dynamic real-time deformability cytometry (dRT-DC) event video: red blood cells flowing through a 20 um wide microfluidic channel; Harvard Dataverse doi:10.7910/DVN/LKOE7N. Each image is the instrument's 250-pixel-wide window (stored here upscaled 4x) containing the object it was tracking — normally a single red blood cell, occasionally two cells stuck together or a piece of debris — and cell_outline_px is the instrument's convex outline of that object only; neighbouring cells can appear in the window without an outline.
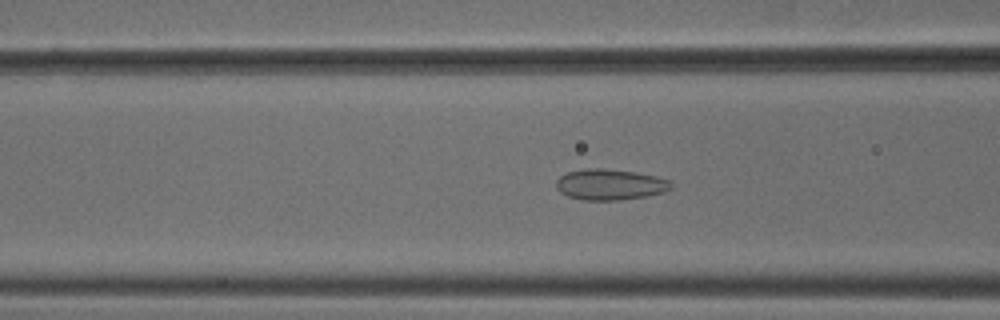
{"species": "common noctule bat (a hibernating species)", "species_latin": "Nyctalus noctula", "temperature_condition": "cold", "stored_images_in_passage": 39, "camera_frame_rate_fps": 3000, "um_per_image_px": 0.085, "animal": {"sex": "male", "body_mass_g": 18.8}, "frame": {"image": 1, "passage_image": 7, "time_ms": 2.0, "image_size_px": [1000, 320], "cell_outline_px": [[672, 188], [664, 192], [648, 196], [620, 200], [584, 200], [568, 196], [560, 192], [556, 188], [556, 180], [560, 176], [568, 172], [588, 168], [600, 168], [636, 172], [656, 176], [668, 180], [672, 184]], "centroid_in_image_um": [51.86, 15.69], "position_along_channel_um": 114.7, "area_um2": 20.69}}
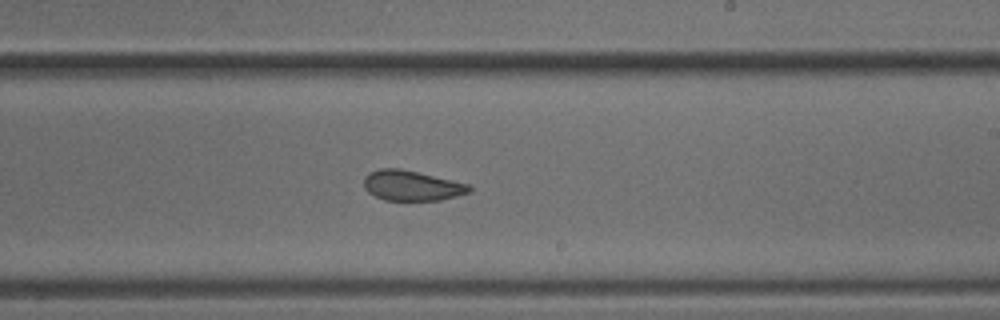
{"frame": {"image": 2, "passage_image": 18, "time_ms": 5.667, "image_size_px": [1000, 320], "cell_outline_px": [[472, 192], [440, 200], [384, 200], [368, 192], [364, 188], [364, 176], [368, 172], [380, 168], [400, 168], [468, 184], [472, 188]], "centroid_in_image_um": [34.97, 15.77], "position_along_channel_um": 254.0, "area_um2": 18.5}}
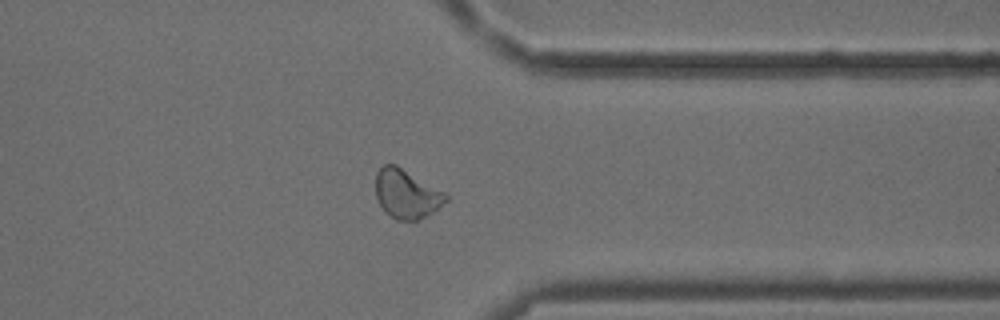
{"frame": {"image": 3, "passage_image": 28, "time_ms": 9.0, "image_size_px": [1000, 320], "cell_outline_px": [[448, 200], [432, 212], [416, 220], [396, 220], [380, 204], [376, 196], [376, 172], [384, 164], [396, 164], [444, 192], [448, 196]], "centroid_in_image_um": [34.55, 16.46], "position_along_channel_um": 376.9, "area_um2": 19.59}, "authors_computed_cell_mechanics": {"area_um2": 19.8254, "velocity_mm_per_s": 3.7914, "shape_relaxation_time_tau1_ms": null, "shape_relaxation_time_tau2_ms": 1.4105, "deformation_change_tau1": null, "deformation_change_tau2": 0.0679}}